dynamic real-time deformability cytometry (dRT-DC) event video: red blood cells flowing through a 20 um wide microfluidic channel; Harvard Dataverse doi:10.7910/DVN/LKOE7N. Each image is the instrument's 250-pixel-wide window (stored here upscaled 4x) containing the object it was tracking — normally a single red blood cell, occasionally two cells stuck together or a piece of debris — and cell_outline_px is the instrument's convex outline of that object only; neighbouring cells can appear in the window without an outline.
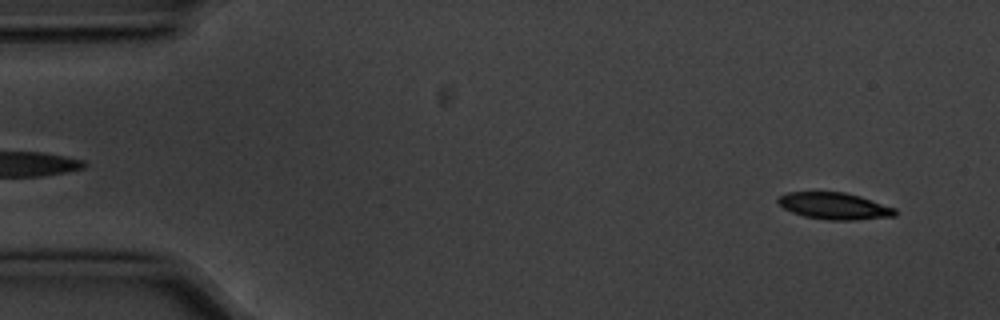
{"species": "common noctule bat (a hibernating species)", "species_latin": "Nyctalus noctula", "temperature_condition": "cold", "stored_images_in_passage": 5, "camera_frame_rate_fps": 3000, "um_per_image_px": 0.085, "animal": {"sex": "male", "body_mass_g": 20.1, "forearm_length_mm": 53.5}, "frame": {"image": 1, "passage_image": 5, "time_ms": 1.333, "image_size_px": [1000, 320], "cell_outline_px": [[896, 216], [852, 220], [828, 220], [804, 216], [792, 212], [784, 208], [776, 200], [780, 196], [788, 192], [844, 192], [860, 196], [896, 208]], "centroid_in_image_um": [70.93, 17.51], "position_along_channel_um": 14.1, "area_um2": 18.15}}